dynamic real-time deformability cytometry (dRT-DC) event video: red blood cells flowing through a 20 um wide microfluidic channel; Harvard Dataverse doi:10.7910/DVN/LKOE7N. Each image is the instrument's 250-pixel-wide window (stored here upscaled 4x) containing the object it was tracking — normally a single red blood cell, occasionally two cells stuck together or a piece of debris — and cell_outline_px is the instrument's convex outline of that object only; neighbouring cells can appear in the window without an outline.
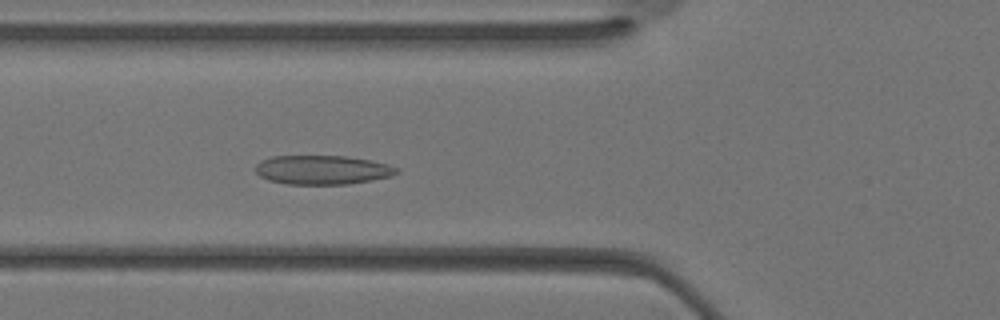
{"species": "Egyptian fruit bat (a non-hibernating species)", "species_latin": "Rousettus aegyptiacus", "temperature_condition": "warm", "stored_images_in_passage": 35, "camera_frame_rate_fps": 3000, "um_per_image_px": 0.085, "animal": {"sex": "female"}, "frame": {"image": 1, "passage_image": 13, "time_ms": 4.0, "image_size_px": [1000, 320], "cell_outline_px": [[400, 172], [392, 176], [372, 180], [348, 184], [288, 184], [268, 180], [260, 176], [256, 172], [256, 164], [260, 160], [272, 156], [344, 156], [368, 160], [388, 164], [400, 168]], "centroid_in_image_um": [27.41, 14.44], "position_along_channel_um": 98.4, "area_um2": 23.99}}
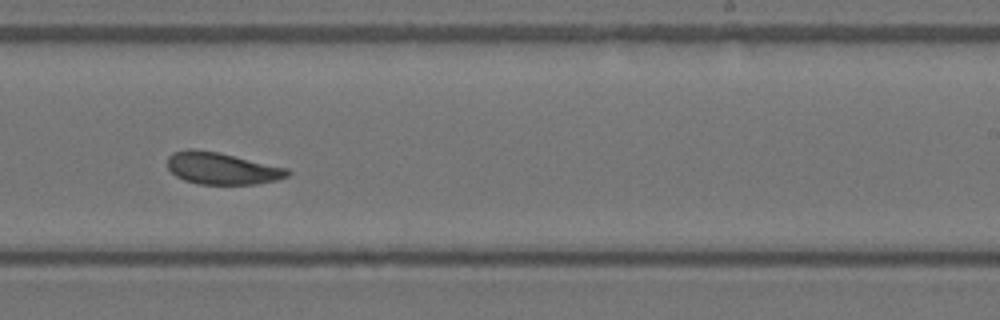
{"frame": {"image": 2, "passage_image": 22, "time_ms": 7.0, "image_size_px": [1000, 320], "cell_outline_px": [[292, 172], [288, 176], [276, 180], [256, 184], [196, 184], [184, 180], [176, 176], [168, 168], [168, 156], [172, 152], [188, 148], [192, 148], [220, 152], [288, 168]], "centroid_in_image_um": [18.86, 14.3], "position_along_channel_um": 270.1, "area_um2": 22.6}}
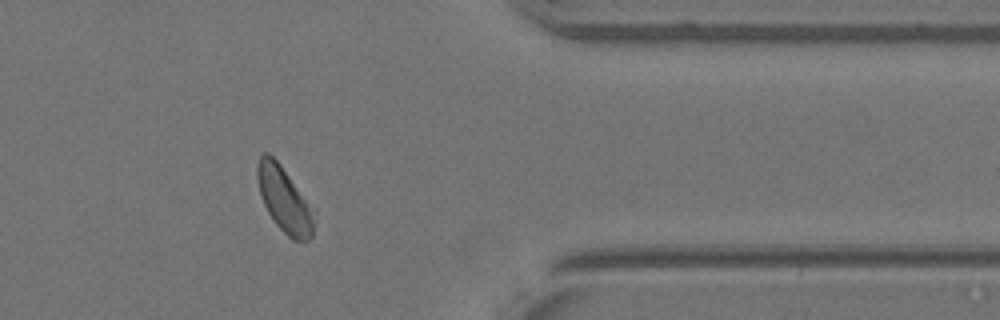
{"frame": {"image": 3, "passage_image": 29, "time_ms": 9.333, "image_size_px": [1000, 320], "cell_outline_px": [[316, 212], [312, 236], [304, 244], [292, 240], [276, 224], [268, 212], [264, 204], [256, 180], [256, 164], [260, 156], [264, 152], [268, 152], [280, 164], [316, 208]], "centroid_in_image_um": [24.22, 16.98], "position_along_channel_um": 387.2, "area_um2": 22.31}}